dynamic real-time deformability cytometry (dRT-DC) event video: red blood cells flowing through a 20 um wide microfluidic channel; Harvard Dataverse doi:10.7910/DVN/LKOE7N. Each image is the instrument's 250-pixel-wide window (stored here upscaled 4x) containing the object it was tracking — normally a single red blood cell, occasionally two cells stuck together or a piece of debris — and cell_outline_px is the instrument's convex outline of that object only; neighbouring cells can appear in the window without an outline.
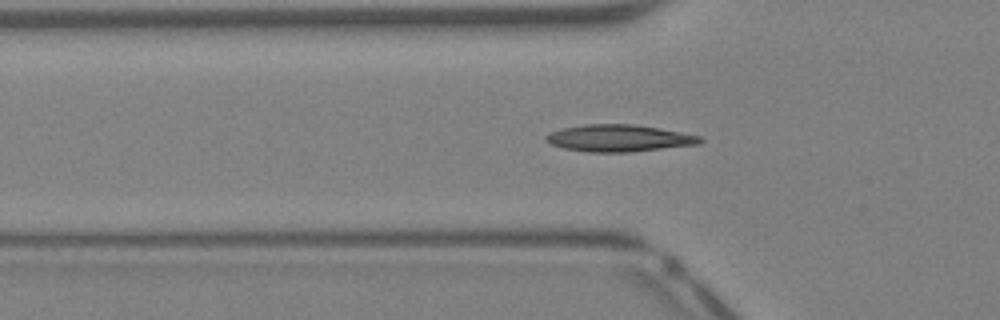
{"species": "Egyptian fruit bat (a non-hibernating species)", "species_latin": "Rousettus aegyptiacus", "temperature_condition": "warm", "stored_images_in_passage": 31, "segment_of_instrument_passage": [1, 2], "camera_frame_rate_fps": 3000, "um_per_image_px": 0.085, "animal": {"sex": "female"}, "frame": {"image": 1, "passage_image": 3, "time_ms": 0.667, "image_size_px": [1000, 320], "cell_outline_px": [[704, 140], [700, 144], [628, 152], [588, 152], [564, 148], [552, 144], [544, 140], [544, 136], [548, 132], [560, 128], [584, 124], [632, 124], [660, 128], [700, 136]], "centroid_in_image_um": [52.57, 11.74], "position_along_channel_um": 73.2, "area_um2": 24.28}}
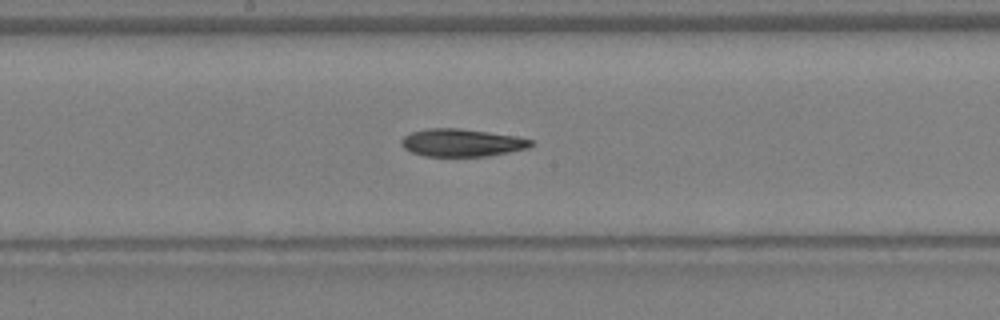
{"frame": {"image": 2, "passage_image": 11, "time_ms": 3.333, "image_size_px": [1000, 320], "cell_outline_px": [[536, 144], [528, 148], [488, 156], [424, 156], [412, 152], [404, 148], [400, 144], [400, 140], [404, 136], [412, 132], [428, 128], [460, 128], [516, 136], [532, 140]], "centroid_in_image_um": [39.25, 12.13], "position_along_channel_um": 208.9, "area_um2": 20.92}}
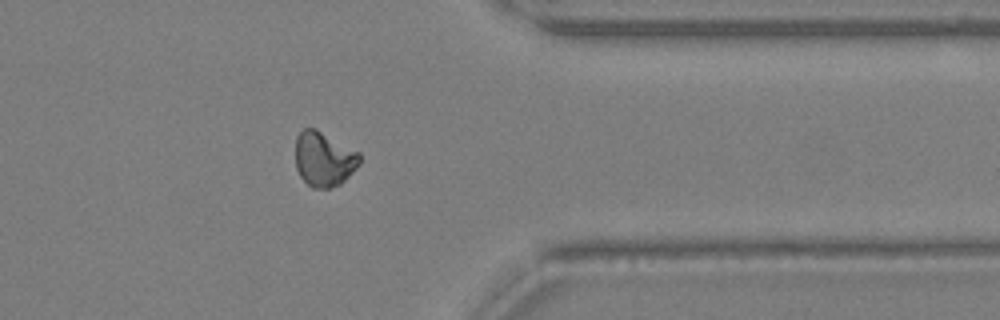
{"frame": {"image": 3, "passage_image": 22, "time_ms": 7.0, "image_size_px": [1000, 320], "cell_outline_px": [[360, 164], [340, 184], [328, 188], [312, 188], [300, 176], [296, 168], [296, 136], [304, 128], [316, 128], [360, 152]], "centroid_in_image_um": [27.53, 13.5], "position_along_channel_um": 383.9, "area_um2": 20.52}}